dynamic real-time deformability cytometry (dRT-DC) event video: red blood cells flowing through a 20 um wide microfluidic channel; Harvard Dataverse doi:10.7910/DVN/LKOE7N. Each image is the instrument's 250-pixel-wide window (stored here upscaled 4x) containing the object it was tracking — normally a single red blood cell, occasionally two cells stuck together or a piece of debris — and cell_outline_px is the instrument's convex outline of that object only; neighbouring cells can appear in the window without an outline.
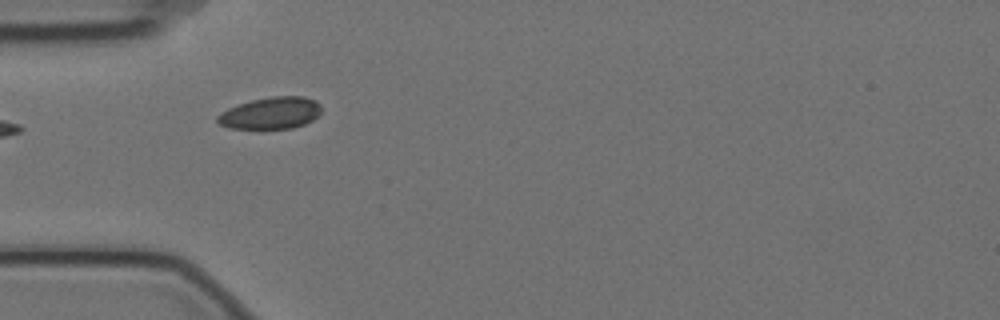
{"species": "Egyptian fruit bat (a non-hibernating species)", "species_latin": "Rousettus aegyptiacus", "temperature_condition": "cold", "stored_images_in_passage": 5, "camera_frame_rate_fps": 3000, "um_per_image_px": 0.085, "animal": {"sex": "female"}, "frame": {"image": 1, "passage_image": 4, "time_ms": 1.0, "image_size_px": [1000, 320], "cell_outline_px": [[320, 112], [312, 120], [304, 124], [292, 128], [228, 128], [220, 124], [216, 120], [216, 116], [220, 112], [228, 108], [252, 100], [272, 96], [304, 96], [316, 100], [320, 104]], "centroid_in_image_um": [23.0, 9.6], "position_along_channel_um": 62.0, "area_um2": 19.19}}
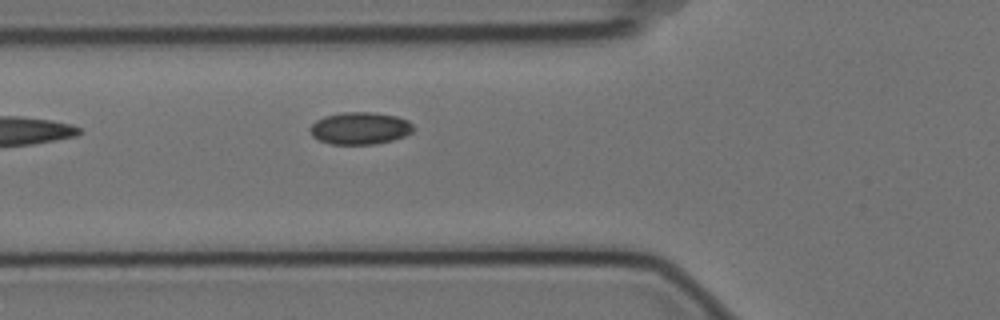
{"frame": {"image": 2, "passage_image": 5, "time_ms": 1.333, "image_size_px": [1000, 320], "cell_outline_px": [[412, 132], [404, 136], [392, 140], [376, 144], [332, 144], [320, 140], [312, 136], [308, 128], [316, 120], [324, 116], [344, 112], [372, 112], [396, 116], [408, 120], [412, 124]], "centroid_in_image_um": [30.58, 10.9], "position_along_channel_um": 95.2, "area_um2": 19.36}}